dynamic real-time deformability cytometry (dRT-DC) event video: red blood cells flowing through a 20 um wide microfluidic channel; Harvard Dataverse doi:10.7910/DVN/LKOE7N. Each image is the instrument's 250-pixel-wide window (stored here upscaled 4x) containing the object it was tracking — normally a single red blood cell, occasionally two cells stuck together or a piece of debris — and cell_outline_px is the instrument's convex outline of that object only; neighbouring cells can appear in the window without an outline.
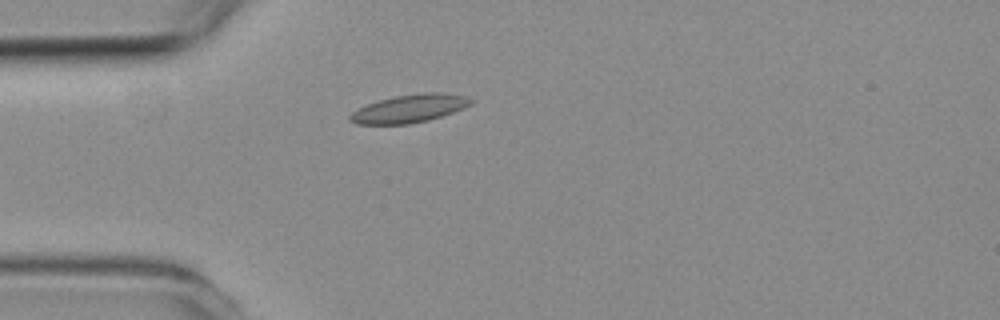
{"species": "common noctule bat (a hibernating species)", "species_latin": "Nyctalus noctula", "temperature_condition": "room temperature", "stored_images_in_passage": 3, "camera_frame_rate_fps": 3000, "um_per_image_px": 0.085, "animal": {"sex": "female", "body_mass_g": 19.3, "forearm_length_mm": 54.1}, "frame": {"image": 1, "passage_image": 3, "time_ms": 2.333, "image_size_px": [1000, 320], "cell_outline_px": [[476, 100], [472, 104], [452, 112], [428, 120], [408, 124], [356, 124], [348, 120], [348, 116], [352, 112], [368, 104], [380, 100], [396, 96], [424, 92], [440, 92], [468, 96]], "centroid_in_image_um": [34.83, 9.22], "position_along_channel_um": 50.2, "area_um2": 19.65}}